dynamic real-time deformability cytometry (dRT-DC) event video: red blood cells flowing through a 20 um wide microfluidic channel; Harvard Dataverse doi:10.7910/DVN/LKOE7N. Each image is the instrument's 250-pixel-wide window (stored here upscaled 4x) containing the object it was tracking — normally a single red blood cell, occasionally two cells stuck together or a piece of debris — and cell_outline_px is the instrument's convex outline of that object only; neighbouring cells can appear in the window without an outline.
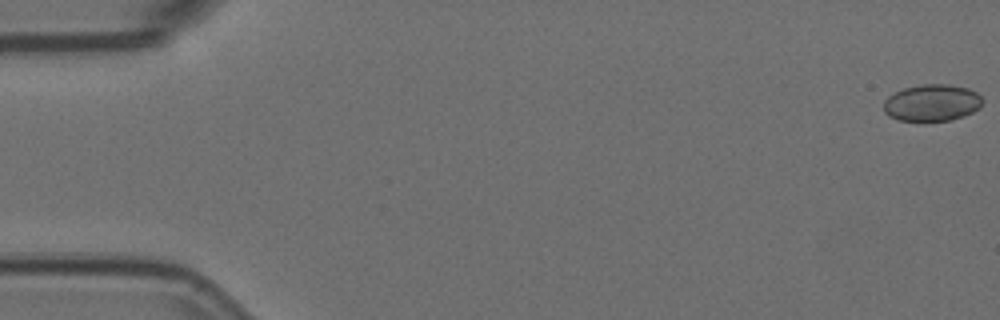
{"species": "Egyptian fruit bat (a non-hibernating species)", "species_latin": "Rousettus aegyptiacus", "temperature_condition": "room temperature", "stored_images_in_passage": 6, "camera_frame_rate_fps": 3000, "um_per_image_px": 0.085, "animal": {"sex": "female"}, "frame": {"image": 1, "passage_image": 1, "time_ms": 0.0, "image_size_px": [1000, 320], "cell_outline_px": [[980, 108], [964, 116], [952, 120], [900, 120], [888, 116], [884, 112], [884, 100], [888, 96], [904, 88], [920, 84], [948, 84], [968, 88], [976, 92], [980, 96]], "centroid_in_image_um": [79.2, 8.73], "position_along_channel_um": 5.8, "area_um2": 21.04}}
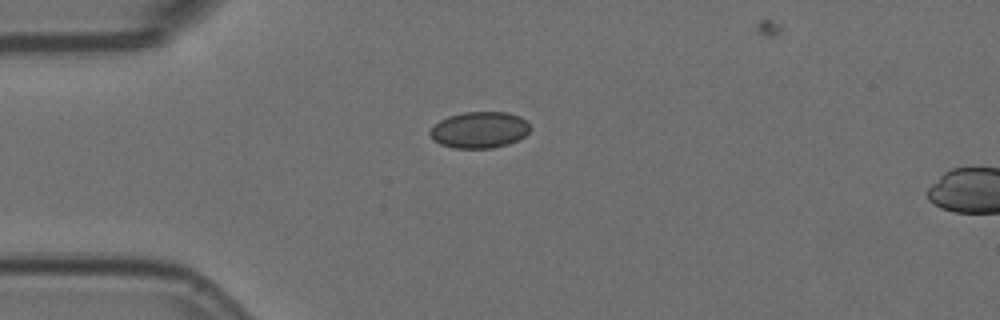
{"frame": {"image": 2, "passage_image": 5, "time_ms": 1.333, "image_size_px": [1000, 320], "cell_outline_px": [[532, 128], [524, 136], [508, 144], [492, 148], [456, 148], [440, 144], [432, 140], [428, 132], [440, 120], [448, 116], [464, 112], [508, 112], [520, 116], [528, 120]], "centroid_in_image_um": [40.77, 11.03], "position_along_channel_um": 44.2, "area_um2": 21.39}}